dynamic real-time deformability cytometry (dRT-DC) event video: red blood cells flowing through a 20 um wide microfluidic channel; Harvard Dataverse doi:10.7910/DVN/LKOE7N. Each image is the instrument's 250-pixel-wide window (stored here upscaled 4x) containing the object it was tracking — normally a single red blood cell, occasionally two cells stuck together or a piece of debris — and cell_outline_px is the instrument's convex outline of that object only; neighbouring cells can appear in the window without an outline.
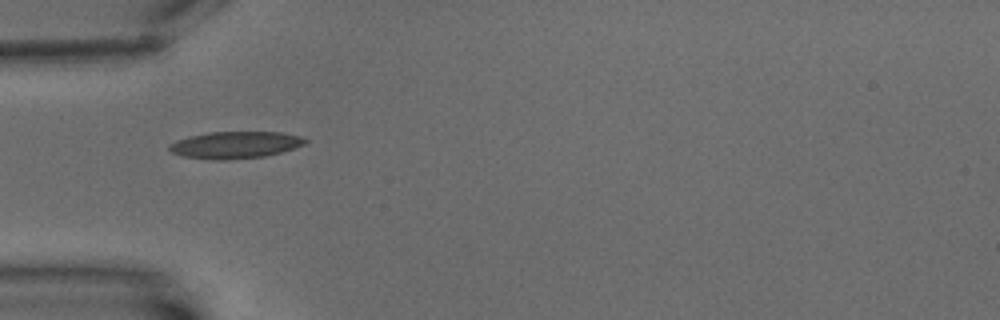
{"species": "common noctule bat (a hibernating species)", "species_latin": "Nyctalus noctula", "temperature_condition": "warm", "stored_images_in_passage": 3, "camera_frame_rate_fps": 3000, "um_per_image_px": 0.085, "animal": {"sex": "male", "body_mass_g": 15.6}, "frame": {"image": 1, "passage_image": 1, "time_ms": 0.0, "image_size_px": [1000, 320], "cell_outline_px": [[308, 140], [304, 144], [280, 152], [264, 156], [228, 160], [216, 160], [184, 156], [172, 152], [168, 148], [168, 144], [176, 140], [188, 136], [208, 132], [280, 132], [300, 136]], "centroid_in_image_um": [19.95, 12.31], "position_along_channel_um": 65.0, "area_um2": 21.21}}
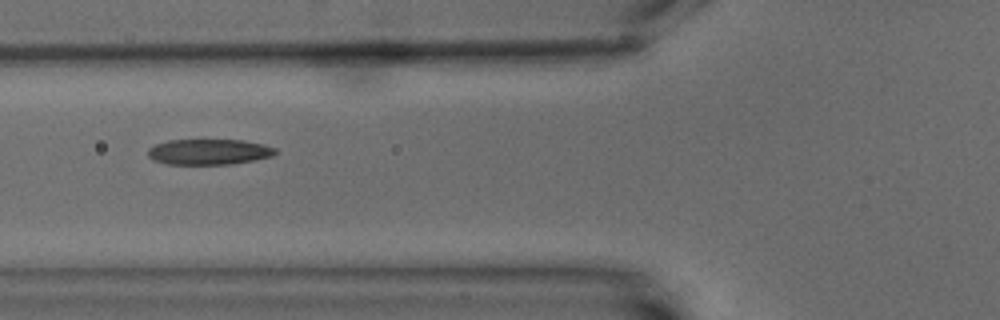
{"frame": {"image": 2, "passage_image": 2, "time_ms": 1.333, "image_size_px": [1000, 320], "cell_outline_px": [[276, 152], [272, 156], [232, 164], [164, 164], [152, 160], [148, 156], [148, 148], [156, 144], [168, 140], [244, 140], [264, 144], [276, 148]], "centroid_in_image_um": [17.73, 12.9], "position_along_channel_um": 108.1, "area_um2": 19.07}}